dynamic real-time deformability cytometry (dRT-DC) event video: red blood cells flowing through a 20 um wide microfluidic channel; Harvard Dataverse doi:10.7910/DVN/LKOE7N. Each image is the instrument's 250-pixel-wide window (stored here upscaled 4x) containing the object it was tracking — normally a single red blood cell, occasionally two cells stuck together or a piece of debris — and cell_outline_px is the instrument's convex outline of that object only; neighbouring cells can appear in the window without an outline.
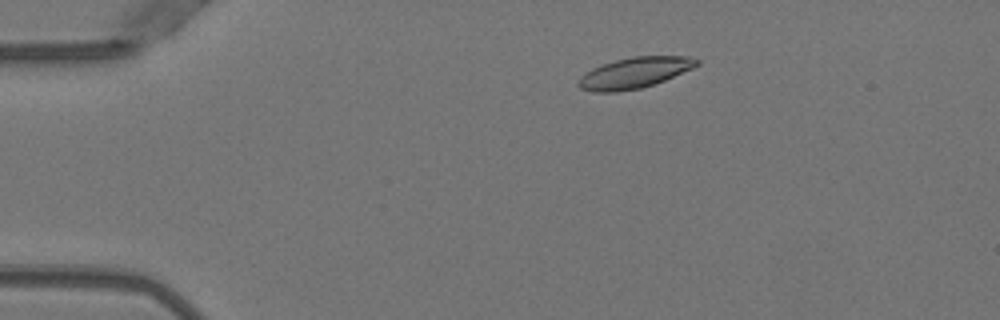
{"species": "Egyptian fruit bat (a non-hibernating species)", "species_latin": "Rousettus aegyptiacus", "temperature_condition": "warm", "stored_images_in_passage": 2, "camera_frame_rate_fps": 3000, "um_per_image_px": 0.085, "animal": {"sex": "female"}, "frame": {"image": 1, "passage_image": 1, "time_ms": 0.0, "image_size_px": [1000, 320], "cell_outline_px": [[700, 64], [692, 68], [664, 80], [640, 88], [616, 92], [592, 92], [580, 88], [576, 84], [576, 80], [580, 76], [592, 68], [616, 60], [632, 56], [688, 56], [700, 60]], "centroid_in_image_um": [53.89, 6.19], "position_along_channel_um": 31.1, "area_um2": 21.21}}